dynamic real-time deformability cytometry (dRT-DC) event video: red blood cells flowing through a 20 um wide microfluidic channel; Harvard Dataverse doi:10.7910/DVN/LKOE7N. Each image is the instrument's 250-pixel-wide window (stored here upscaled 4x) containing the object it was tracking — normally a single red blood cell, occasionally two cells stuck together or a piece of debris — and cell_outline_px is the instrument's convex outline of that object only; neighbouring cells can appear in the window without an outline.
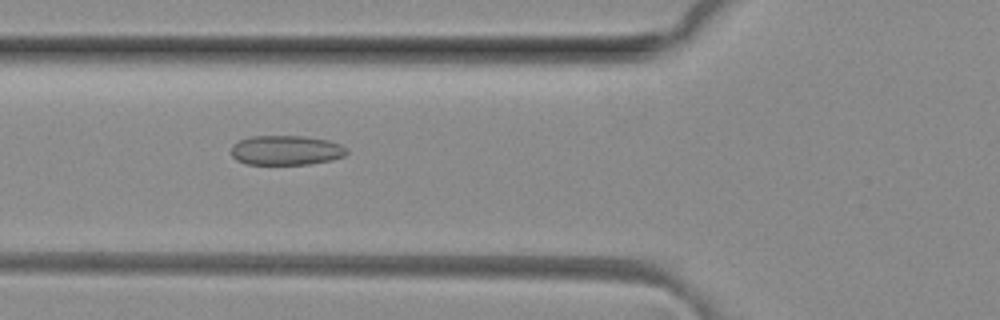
{"species": "common noctule bat (a hibernating species)", "species_latin": "Nyctalus noctula", "temperature_condition": "room temperature", "stored_images_in_passage": 6, "camera_frame_rate_fps": 3000, "um_per_image_px": 0.085, "animal": {"sex": "female", "body_mass_g": 29.2, "forearm_length_mm": 56.3}, "frame": {"image": 1, "passage_image": 6, "time_ms": 1.667, "image_size_px": [1000, 320], "cell_outline_px": [[348, 152], [344, 156], [332, 160], [308, 164], [244, 164], [236, 160], [232, 156], [232, 144], [240, 140], [252, 136], [304, 136], [328, 140], [340, 144], [348, 148]], "centroid_in_image_um": [24.33, 12.77], "position_along_channel_um": 101.5, "area_um2": 20.06}}